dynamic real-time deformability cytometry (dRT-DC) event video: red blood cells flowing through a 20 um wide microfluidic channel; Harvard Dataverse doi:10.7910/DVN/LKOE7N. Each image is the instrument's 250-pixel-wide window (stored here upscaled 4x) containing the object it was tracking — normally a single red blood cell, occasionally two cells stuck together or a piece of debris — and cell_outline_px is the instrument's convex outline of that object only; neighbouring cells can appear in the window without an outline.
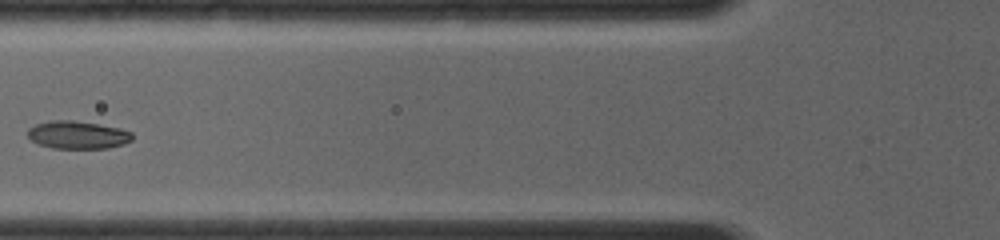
{"species": "common noctule bat (a hibernating species)", "species_latin": "Nyctalus noctula", "temperature_condition": "room temperature", "stored_images_in_passage": 13, "camera_frame_rate_fps": 4000, "um_per_image_px": 0.085, "animal": {"sex": "female", "body_mass_g": 19.0, "forearm_length_mm": 56.7}, "frame": {"image": 1, "passage_image": 8, "time_ms": 3.5, "image_size_px": [1000, 240], "cell_outline_px": [[132, 140], [124, 144], [108, 148], [52, 148], [40, 144], [32, 140], [28, 136], [28, 128], [36, 124], [52, 120], [72, 120], [120, 128], [132, 132]], "centroid_in_image_um": [6.61, 11.47], "position_along_channel_um": 119.2, "area_um2": 16.82}}
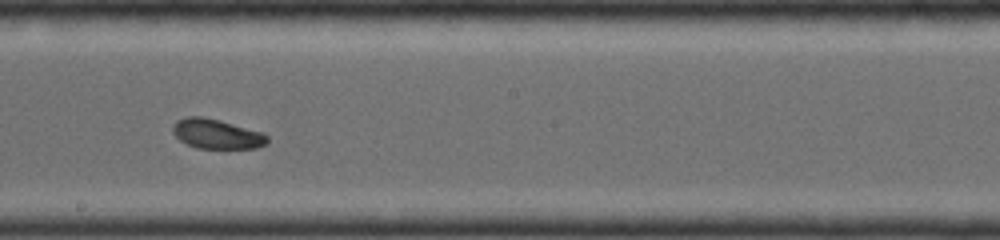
{"frame": {"image": 2, "passage_image": 11, "time_ms": 6.0, "image_size_px": [1000, 240], "cell_outline_px": [[268, 140], [264, 144], [256, 148], [196, 148], [180, 140], [172, 132], [172, 128], [176, 120], [188, 116], [200, 116], [220, 120], [264, 132], [268, 136]], "centroid_in_image_um": [18.42, 11.37], "position_along_channel_um": 229.8, "area_um2": 16.36}}
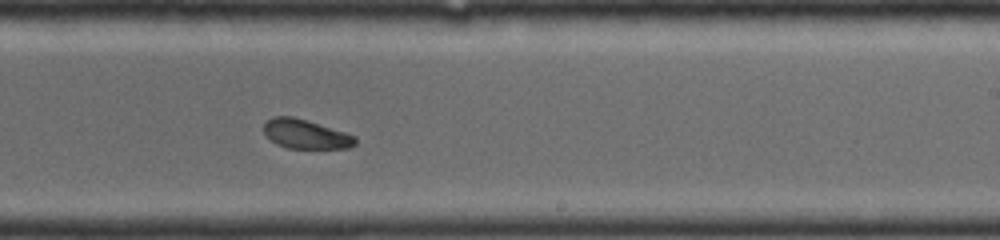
{"frame": {"image": 3, "passage_image": 13, "time_ms": 6.75, "image_size_px": [1000, 240], "cell_outline_px": [[356, 144], [348, 148], [288, 148], [276, 144], [264, 132], [264, 124], [272, 116], [292, 116], [344, 132], [356, 136]], "centroid_in_image_um": [25.98, 11.4], "position_along_channel_um": 263.0, "area_um2": 15.32}}